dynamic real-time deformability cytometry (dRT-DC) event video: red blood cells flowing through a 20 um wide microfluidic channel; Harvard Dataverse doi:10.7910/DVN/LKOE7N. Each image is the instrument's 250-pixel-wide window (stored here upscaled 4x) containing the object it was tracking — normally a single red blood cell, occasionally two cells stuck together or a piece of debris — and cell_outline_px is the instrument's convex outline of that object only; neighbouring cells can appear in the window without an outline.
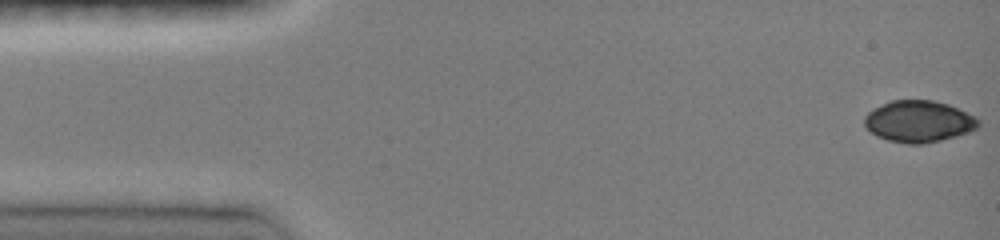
{"species": "common noctule bat (a hibernating species)", "species_latin": "Nyctalus noctula", "temperature_condition": "room temperature", "stored_images_in_passage": 47, "camera_frame_rate_fps": 3000, "um_per_image_px": 0.085, "animal": {"sex": "female", "body_mass_g": 19.0, "forearm_length_mm": 51.5}, "frame": {"image": 1, "passage_image": 1, "time_ms": 0.0, "image_size_px": [1000, 240], "cell_outline_px": [[980, 128], [956, 136], [924, 144], [908, 144], [888, 140], [876, 136], [864, 124], [864, 116], [868, 112], [892, 100], [932, 100], [948, 104], [980, 120]], "centroid_in_image_um": [78.1, 10.33], "position_along_channel_um": 6.9, "area_um2": 27.4}}
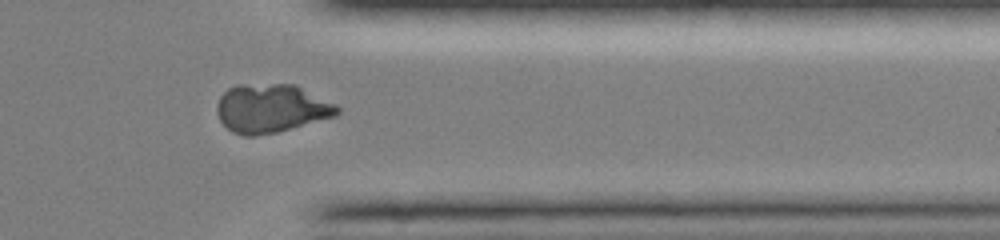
{"frame": {"image": 2, "passage_image": 38, "time_ms": 12.333, "image_size_px": [1000, 240], "cell_outline_px": [[340, 112], [336, 116], [276, 132], [256, 136], [244, 136], [232, 132], [220, 120], [216, 112], [216, 104], [220, 96], [228, 88], [236, 84], [296, 84], [336, 104], [340, 108]], "centroid_in_image_um": [23.04, 9.2], "position_along_channel_um": 388.4, "area_um2": 34.28}}
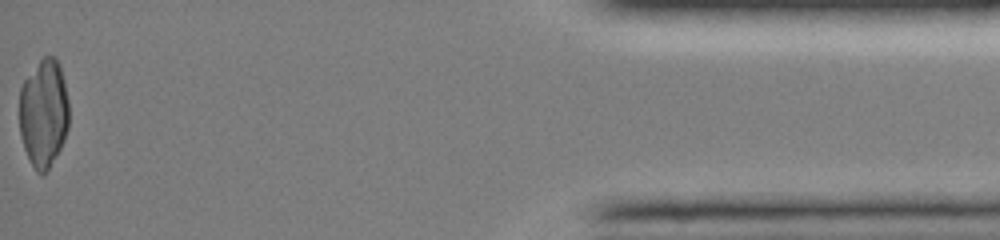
{"frame": {"image": 3, "passage_image": 47, "time_ms": 15.333, "image_size_px": [1000, 240], "cell_outline_px": [[68, 128], [64, 140], [48, 172], [44, 176], [40, 176], [36, 172], [24, 148], [20, 136], [20, 88], [24, 80], [40, 60], [44, 56], [52, 56], [60, 64], [64, 80], [68, 100]], "centroid_in_image_um": [3.72, 9.66], "position_along_channel_um": 431.5, "area_um2": 31.44}}